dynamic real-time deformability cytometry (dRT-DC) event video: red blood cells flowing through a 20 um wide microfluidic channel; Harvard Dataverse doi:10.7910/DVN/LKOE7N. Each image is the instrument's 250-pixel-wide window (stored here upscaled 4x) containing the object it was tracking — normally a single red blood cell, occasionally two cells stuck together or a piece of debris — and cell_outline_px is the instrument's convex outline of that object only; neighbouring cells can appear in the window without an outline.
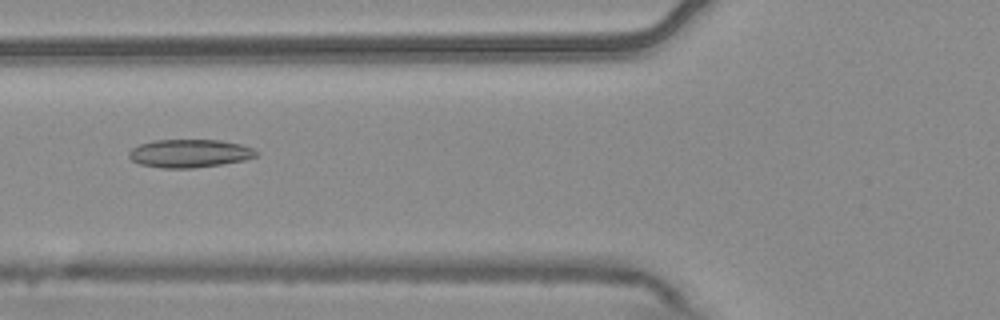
{"species": "common noctule bat (a hibernating species)", "species_latin": "Nyctalus noctula", "temperature_condition": "warm", "stored_images_in_passage": 4, "camera_frame_rate_fps": 3000, "um_per_image_px": 0.085, "animal": {"sex": "male", "body_mass_g": 20.4}, "frame": {"image": 1, "passage_image": 2, "time_ms": 0.333, "image_size_px": [1000, 320], "cell_outline_px": [[260, 152], [256, 156], [244, 160], [220, 164], [192, 168], [160, 168], [140, 164], [132, 160], [128, 156], [128, 152], [132, 148], [140, 144], [152, 140], [220, 140], [240, 144], [252, 148]], "centroid_in_image_um": [16.09, 13.03], "position_along_channel_um": 109.7, "area_um2": 20.87}}
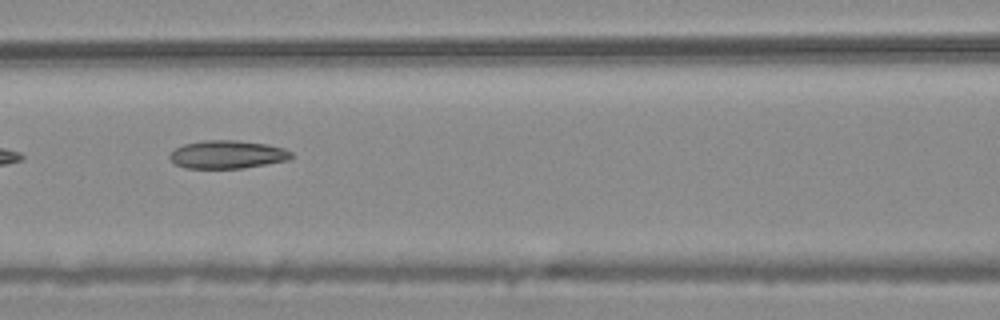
{"frame": {"image": 2, "passage_image": 3, "time_ms": 0.667, "image_size_px": [1000, 320], "cell_outline_px": [[292, 156], [288, 160], [244, 168], [184, 168], [176, 164], [168, 156], [176, 148], [184, 144], [204, 140], [236, 140], [268, 144], [284, 148], [292, 152]], "centroid_in_image_um": [19.34, 13.13], "position_along_channel_um": 147.3, "area_um2": 19.88}}
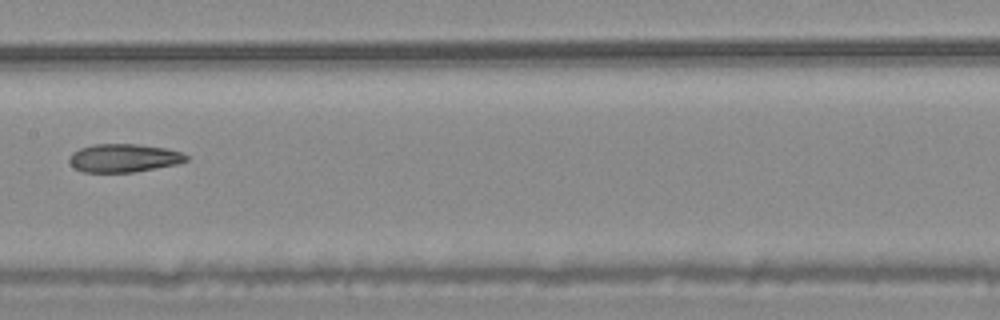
{"frame": {"image": 3, "passage_image": 4, "time_ms": 1.0, "image_size_px": [1000, 320], "cell_outline_px": [[188, 160], [176, 164], [156, 168], [132, 172], [84, 172], [76, 168], [68, 160], [72, 152], [80, 148], [92, 144], [136, 144], [164, 148], [180, 152], [188, 156]], "centroid_in_image_um": [10.5, 13.43], "position_along_channel_um": 196.9, "area_um2": 19.07}}